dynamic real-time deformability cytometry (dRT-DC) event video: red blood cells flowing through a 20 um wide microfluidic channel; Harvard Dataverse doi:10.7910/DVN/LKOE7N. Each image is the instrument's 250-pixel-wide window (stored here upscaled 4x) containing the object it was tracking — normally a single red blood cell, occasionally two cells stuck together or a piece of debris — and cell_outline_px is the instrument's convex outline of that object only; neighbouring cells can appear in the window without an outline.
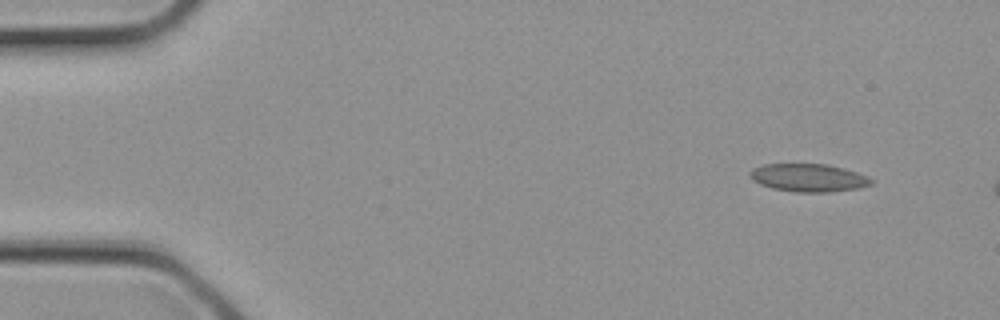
{"species": "common noctule bat (a hibernating species)", "species_latin": "Nyctalus noctula", "temperature_condition": "cold", "stored_images_in_passage": 3, "camera_frame_rate_fps": 3000, "um_per_image_px": 0.085, "animal": {"sex": "female", "body_mass_g": 21.9}, "frame": {"image": 1, "passage_image": 1, "time_ms": 0.0, "image_size_px": [1000, 320], "cell_outline_px": [[872, 184], [860, 188], [832, 192], [796, 192], [772, 188], [760, 184], [752, 180], [748, 176], [748, 172], [752, 168], [764, 164], [828, 164], [856, 172], [868, 176], [872, 180]], "centroid_in_image_um": [68.7, 15.11], "position_along_channel_um": 16.3, "area_um2": 19.88}}